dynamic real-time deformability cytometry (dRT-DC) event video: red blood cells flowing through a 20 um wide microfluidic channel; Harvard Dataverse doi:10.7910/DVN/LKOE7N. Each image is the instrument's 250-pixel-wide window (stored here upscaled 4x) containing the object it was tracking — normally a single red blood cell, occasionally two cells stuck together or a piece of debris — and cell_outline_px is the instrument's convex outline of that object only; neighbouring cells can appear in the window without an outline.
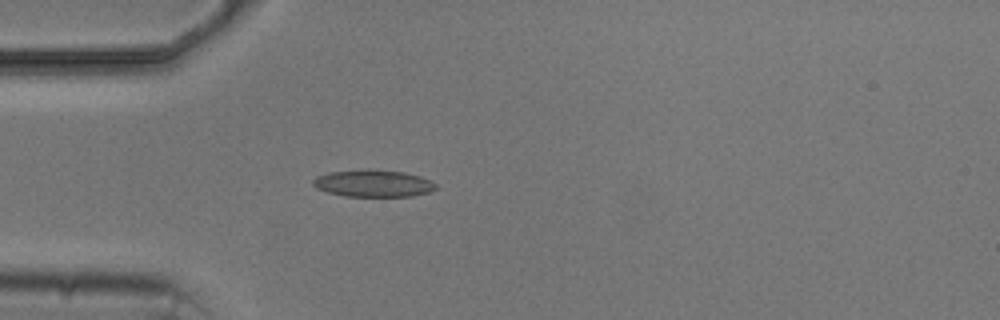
{"species": "common noctule bat (a hibernating species)", "species_latin": "Nyctalus noctula", "temperature_condition": "cold", "stored_images_in_passage": 1, "camera_frame_rate_fps": 3000, "um_per_image_px": 0.085, "animal": {"sex": "male", "body_mass_g": 20.5, "forearm_length_mm": 52.5}, "frame": {"image": 1, "passage_image": 1, "time_ms": 0.0, "image_size_px": [1000, 320], "cell_outline_px": [[436, 188], [428, 192], [412, 196], [344, 196], [328, 192], [316, 188], [312, 184], [312, 180], [316, 176], [328, 172], [404, 172], [420, 176], [436, 184]], "centroid_in_image_um": [31.71, 15.63], "position_along_channel_um": 53.3, "area_um2": 18.38}}